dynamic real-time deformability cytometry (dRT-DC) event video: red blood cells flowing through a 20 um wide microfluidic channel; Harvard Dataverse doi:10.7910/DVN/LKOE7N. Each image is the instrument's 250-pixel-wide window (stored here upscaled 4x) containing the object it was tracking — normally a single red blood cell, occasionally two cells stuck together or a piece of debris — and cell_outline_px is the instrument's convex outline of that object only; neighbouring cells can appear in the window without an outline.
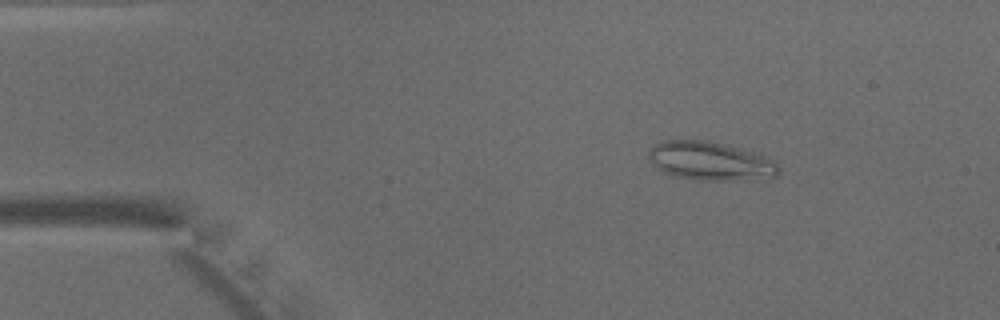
{"species": "common noctule bat (a hibernating species)", "species_latin": "Nyctalus noctula", "temperature_condition": "warm", "stored_images_in_passage": 46, "camera_frame_rate_fps": 3000, "um_per_image_px": 0.085, "animal": {"sex": "male", "body_mass_g": 15.6}, "frame": {"image": 1, "passage_image": 6, "time_ms": 1.667, "image_size_px": [1000, 320], "cell_outline_px": [[780, 172], [776, 176], [740, 180], [696, 180], [676, 176], [664, 172], [656, 168], [648, 160], [648, 148], [664, 140], [708, 140], [728, 144], [760, 152], [772, 160], [780, 168]], "centroid_in_image_um": [60.38, 13.67], "position_along_channel_um": 24.6, "area_um2": 29.77}}
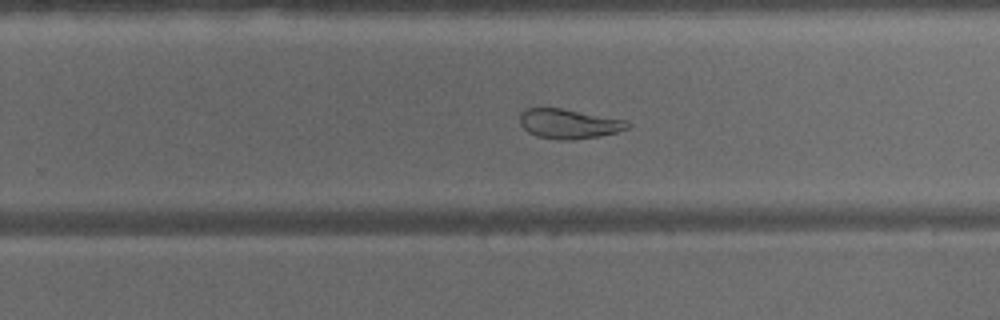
{"frame": {"image": 2, "passage_image": 29, "time_ms": 9.333, "image_size_px": [1000, 320], "cell_outline_px": [[632, 124], [628, 128], [616, 132], [600, 136], [572, 140], [560, 140], [536, 136], [528, 132], [520, 124], [520, 112], [524, 108], [560, 108], [628, 120]], "centroid_in_image_um": [48.36, 10.52], "position_along_channel_um": 281.4, "area_um2": 18.73}}
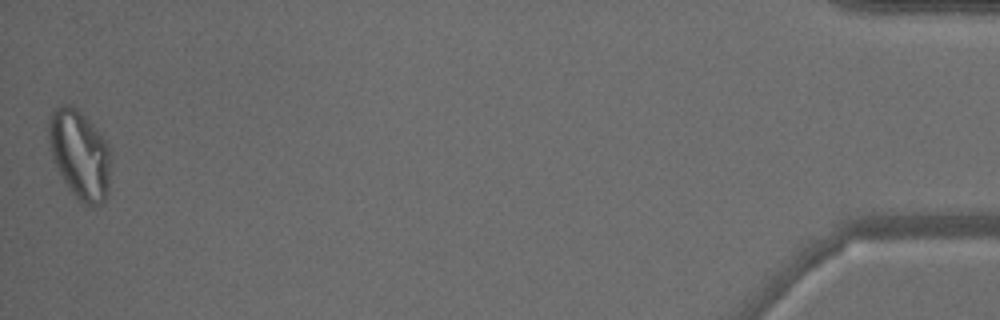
{"frame": {"image": 3, "passage_image": 46, "time_ms": 15.0, "image_size_px": [1000, 320], "cell_outline_px": [[112, 160], [108, 184], [104, 200], [100, 204], [88, 208], [68, 188], [52, 156], [48, 140], [48, 116], [56, 108], [64, 104], [72, 104], [96, 128], [108, 144], [112, 152]], "centroid_in_image_um": [6.79, 13.11], "position_along_channel_um": 428.4, "area_um2": 32.19}}